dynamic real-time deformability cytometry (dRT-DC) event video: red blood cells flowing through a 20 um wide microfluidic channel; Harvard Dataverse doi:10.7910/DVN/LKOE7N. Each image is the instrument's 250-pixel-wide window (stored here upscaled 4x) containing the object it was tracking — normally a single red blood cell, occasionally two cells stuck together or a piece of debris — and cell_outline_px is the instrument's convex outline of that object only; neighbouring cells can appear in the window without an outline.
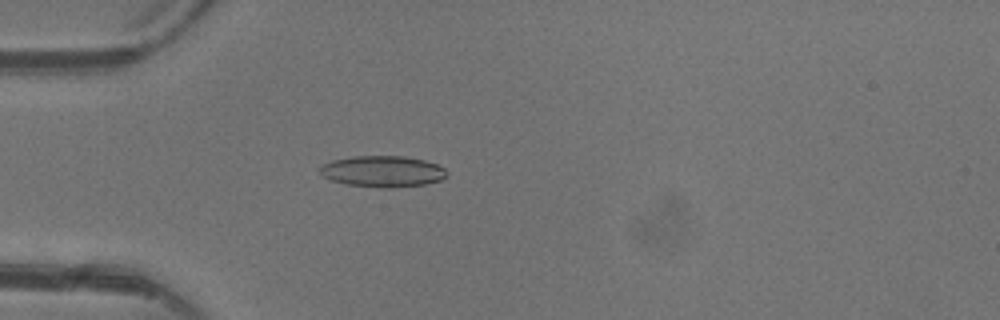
{"species": "common noctule bat (a hibernating species)", "species_latin": "Nyctalus noctula", "temperature_condition": "warm", "stored_images_in_passage": 2, "camera_frame_rate_fps": 3000, "um_per_image_px": 0.085, "animal": {"sex": "female"}, "frame": {"image": 1, "passage_image": 2, "time_ms": 1.0, "image_size_px": [1000, 320], "cell_outline_px": [[448, 176], [440, 180], [424, 184], [392, 188], [384, 188], [348, 184], [332, 180], [324, 176], [320, 172], [320, 168], [324, 164], [332, 160], [352, 156], [404, 156], [424, 160], [436, 164], [444, 168], [448, 172]], "centroid_in_image_um": [32.56, 14.56], "position_along_channel_um": 52.4, "area_um2": 22.95}}